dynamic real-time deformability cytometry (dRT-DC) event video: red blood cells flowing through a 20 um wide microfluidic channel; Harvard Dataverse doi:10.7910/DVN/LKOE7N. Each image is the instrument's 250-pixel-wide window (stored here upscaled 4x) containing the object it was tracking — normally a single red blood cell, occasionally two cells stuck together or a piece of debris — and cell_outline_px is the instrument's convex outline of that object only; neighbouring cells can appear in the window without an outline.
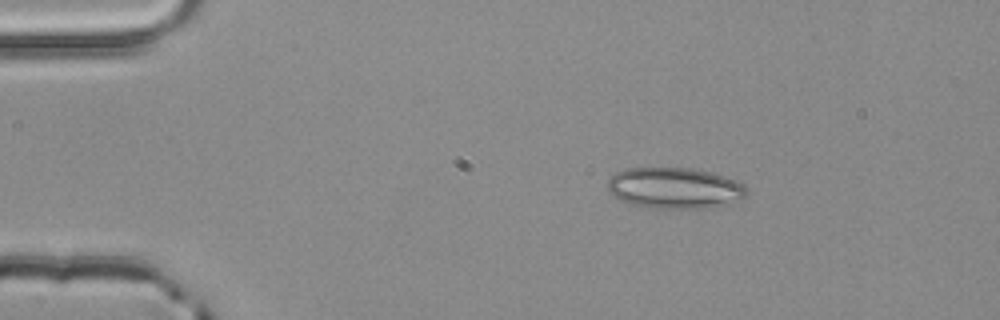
{"species": "common noctule bat (a hibernating species)", "species_latin": "Nyctalus noctula", "temperature_condition": "room temperature", "stored_images_in_passage": 4, "camera_frame_rate_fps": 3000, "um_per_image_px": 0.085, "animal": {"sex": "male", "body_mass_g": 20.4}, "frame": {"image": 1, "passage_image": 2, "time_ms": 0.333, "image_size_px": [1000, 320], "cell_outline_px": [[748, 196], [712, 208], [652, 208], [632, 204], [620, 200], [612, 196], [608, 192], [608, 180], [616, 172], [624, 168], [692, 168], [712, 172], [736, 180], [744, 184], [748, 188]], "centroid_in_image_um": [57.35, 15.98], "position_along_channel_um": 27.7, "area_um2": 33.52}}